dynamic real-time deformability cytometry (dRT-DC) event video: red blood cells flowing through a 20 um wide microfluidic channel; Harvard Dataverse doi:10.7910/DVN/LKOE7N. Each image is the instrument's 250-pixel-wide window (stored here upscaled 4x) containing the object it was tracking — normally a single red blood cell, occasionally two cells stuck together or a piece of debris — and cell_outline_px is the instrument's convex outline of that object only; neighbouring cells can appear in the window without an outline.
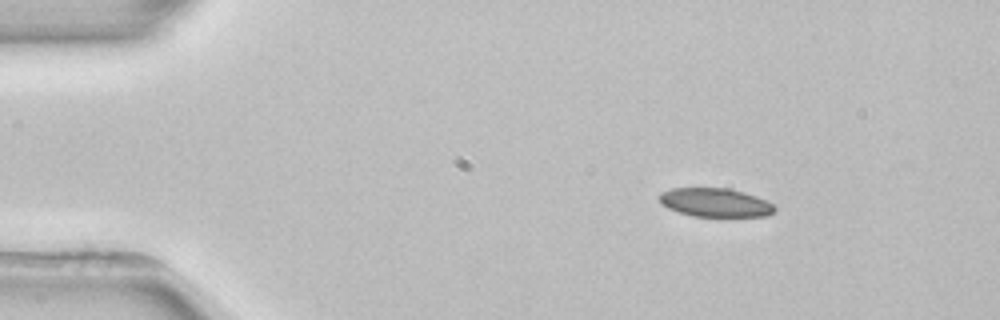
{"species": "common noctule bat (a hibernating species)", "species_latin": "Nyctalus noctula", "temperature_condition": "room temperature", "stored_images_in_passage": 3, "segment_of_instrument_passage": [1, 2], "camera_frame_rate_fps": 3000, "um_per_image_px": 0.085, "animal": {"sex": "female", "body_mass_g": 22.7, "forearm_length_mm": 54.2}, "frame": {"image": 1, "passage_image": 1, "time_ms": 0.0, "image_size_px": [1000, 320], "cell_outline_px": [[776, 208], [772, 212], [764, 216], [692, 216], [668, 208], [660, 204], [660, 192], [672, 188], [728, 188], [744, 192], [756, 196], [772, 204]], "centroid_in_image_um": [60.75, 17.2], "position_along_channel_um": 24.2, "area_um2": 19.07}}